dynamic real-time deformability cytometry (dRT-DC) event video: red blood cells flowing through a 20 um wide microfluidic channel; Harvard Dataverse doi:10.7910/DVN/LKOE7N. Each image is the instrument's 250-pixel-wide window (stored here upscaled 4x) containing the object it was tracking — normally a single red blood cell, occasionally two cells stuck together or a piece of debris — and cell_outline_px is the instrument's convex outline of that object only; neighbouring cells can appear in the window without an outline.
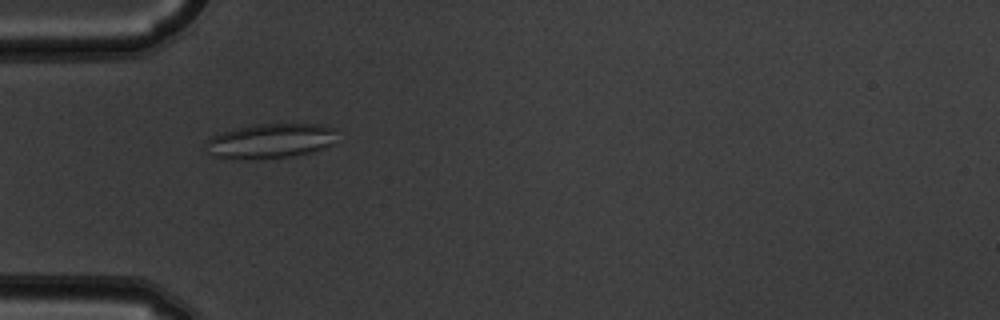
{"species": "common noctule bat (a hibernating species)", "species_latin": "Nyctalus noctula", "temperature_condition": "warm", "stored_images_in_passage": 6, "camera_frame_rate_fps": 3000, "um_per_image_px": 0.085, "animal": {"sex": "male", "body_mass_g": 19.5, "forearm_length_mm": 54.6}, "frame": {"image": 1, "passage_image": 5, "time_ms": 1.333, "image_size_px": [1000, 320], "cell_outline_px": [[336, 128], [332, 144], [308, 152], [292, 156], [264, 160], [212, 156], [208, 152], [208, 140], [212, 136], [220, 132], [252, 124], [316, 124]], "centroid_in_image_um": [22.96, 11.97], "position_along_channel_um": 62.0, "area_um2": 26.3}}
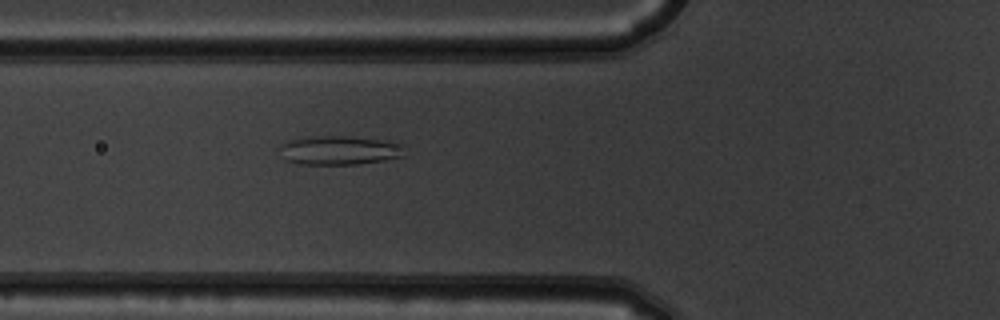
{"frame": {"image": 2, "passage_image": 6, "time_ms": 1.667, "image_size_px": [1000, 320], "cell_outline_px": [[404, 148], [400, 156], [384, 160], [356, 164], [300, 164], [284, 160], [280, 148], [280, 144], [288, 140], [308, 136], [348, 136], [400, 140], [404, 144]], "centroid_in_image_um": [28.89, 12.74], "position_along_channel_um": 96.9, "area_um2": 21.56}}